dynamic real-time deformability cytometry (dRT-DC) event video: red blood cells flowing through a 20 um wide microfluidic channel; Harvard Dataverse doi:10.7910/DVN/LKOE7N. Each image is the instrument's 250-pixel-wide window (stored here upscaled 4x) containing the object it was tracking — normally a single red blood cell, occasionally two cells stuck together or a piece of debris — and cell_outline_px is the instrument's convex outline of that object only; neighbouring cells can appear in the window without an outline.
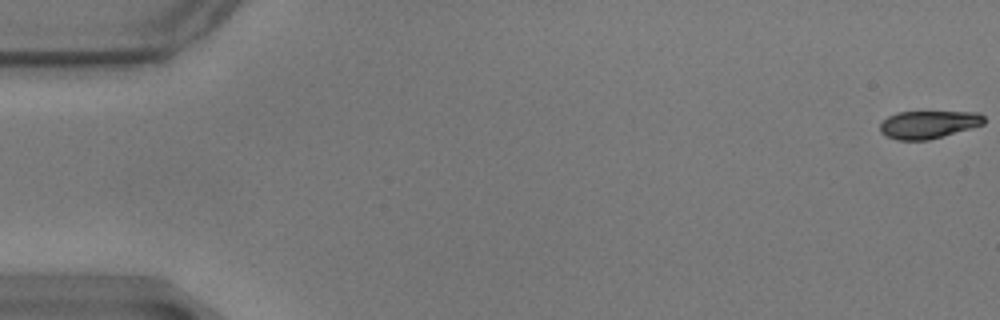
{"species": "common noctule bat (a hibernating species)", "species_latin": "Nyctalus noctula", "temperature_condition": "warm", "stored_images_in_passage": 59, "camera_frame_rate_fps": 3000, "um_per_image_px": 0.085, "animal": {"sex": "male", "body_mass_g": 17.9}, "frame": {"image": 1, "passage_image": 1, "time_ms": 0.0, "image_size_px": [1000, 320], "cell_outline_px": [[984, 124], [928, 140], [896, 140], [884, 136], [880, 132], [880, 124], [888, 116], [896, 112], [980, 112], [984, 116]], "centroid_in_image_um": [78.88, 10.58], "position_along_channel_um": 6.1, "area_um2": 16.82}}
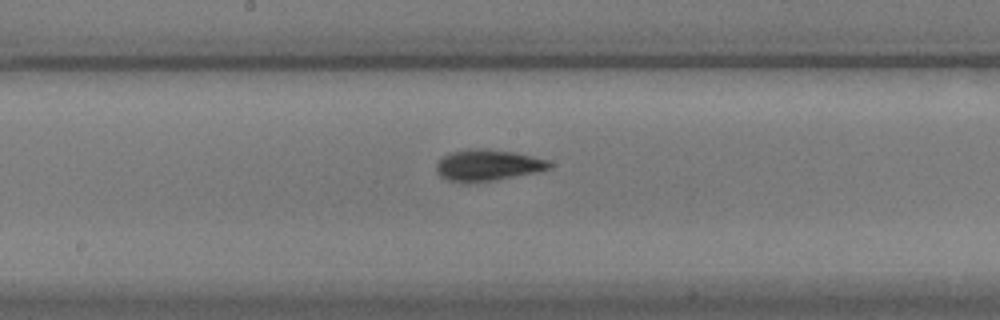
{"frame": {"image": 2, "passage_image": 31, "time_ms": 10.0, "image_size_px": [1000, 320], "cell_outline_px": [[552, 168], [536, 172], [496, 180], [448, 180], [440, 176], [436, 172], [436, 164], [448, 152], [468, 148], [484, 148], [512, 152], [532, 156], [548, 160], [552, 164]], "centroid_in_image_um": [41.47, 14.0], "position_along_channel_um": 206.7, "area_um2": 20.23}}
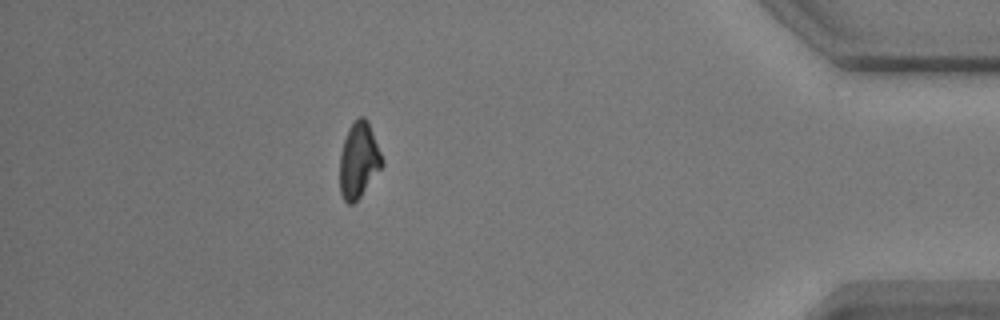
{"frame": {"image": 3, "passage_image": 52, "time_ms": 17.0, "image_size_px": [1000, 320], "cell_outline_px": [[384, 164], [360, 196], [352, 204], [348, 204], [344, 200], [340, 192], [340, 156], [344, 140], [348, 128], [360, 116], [364, 116], [368, 120], [384, 160]], "centroid_in_image_um": [30.5, 13.6], "position_along_channel_um": 404.7, "area_um2": 18.5}, "authors_computed_cell_mechanics": {"area_um2": 19.1318, "velocity_mm_per_s": 3.4887, "shape_relaxation_time_tau1_ms": 3.0096, "shape_relaxation_time_tau2_ms": 3.9125, "deformation_change_tau1": 0.1463, "deformation_change_tau2": 0.0759}}